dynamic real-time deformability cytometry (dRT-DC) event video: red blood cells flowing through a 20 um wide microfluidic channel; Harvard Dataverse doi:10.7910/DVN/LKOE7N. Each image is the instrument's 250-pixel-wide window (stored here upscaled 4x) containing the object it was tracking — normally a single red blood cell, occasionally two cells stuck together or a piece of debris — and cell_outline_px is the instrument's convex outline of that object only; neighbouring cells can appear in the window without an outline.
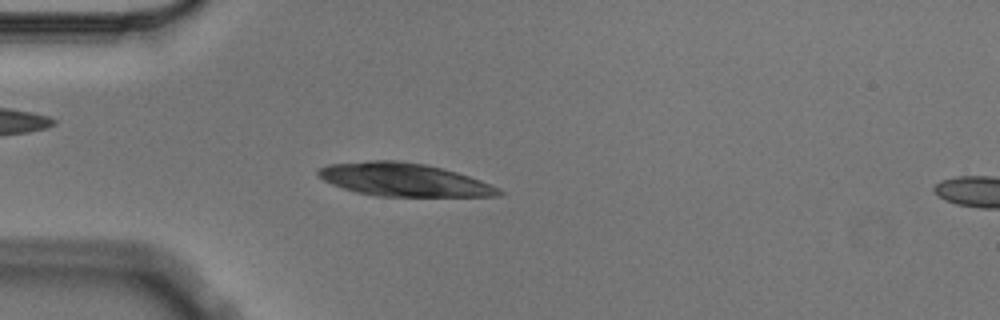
{"species": "Egyptian fruit bat (a non-hibernating species)", "species_latin": "Rousettus aegyptiacus", "temperature_condition": "cold", "stored_images_in_passage": 5, "segment_of_instrument_passage": [1, 2], "camera_frame_rate_fps": 3000, "um_per_image_px": 0.085, "animal": {"sex": "male"}, "frame": {"image": 1, "passage_image": 4, "time_ms": 1.0, "image_size_px": [1000, 320], "cell_outline_px": [[504, 192], [500, 196], [376, 196], [356, 192], [332, 184], [324, 180], [316, 172], [316, 168], [328, 164], [368, 160], [396, 160], [424, 164], [456, 172], [480, 180], [500, 188]], "centroid_in_image_um": [34.3, 15.27], "position_along_channel_um": 50.7, "area_um2": 34.74}}